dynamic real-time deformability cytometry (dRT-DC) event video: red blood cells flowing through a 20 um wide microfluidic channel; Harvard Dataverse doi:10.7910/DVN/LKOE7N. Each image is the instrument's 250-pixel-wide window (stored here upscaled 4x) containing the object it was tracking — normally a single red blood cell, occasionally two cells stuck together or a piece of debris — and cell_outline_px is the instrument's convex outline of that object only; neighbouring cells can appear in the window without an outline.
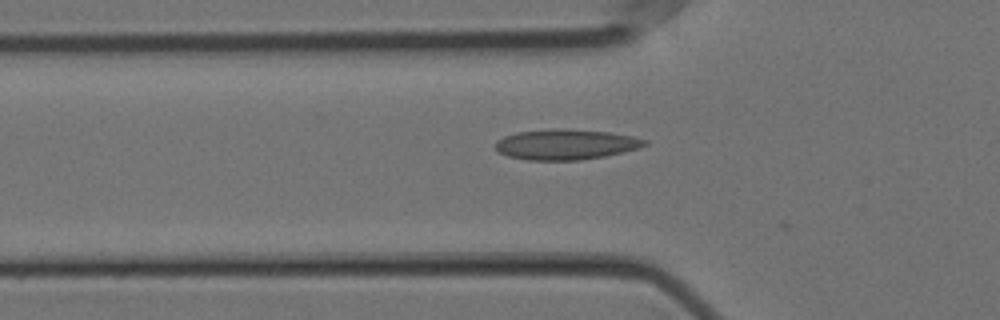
{"species": "Egyptian fruit bat (a non-hibernating species)", "species_latin": "Rousettus aegyptiacus", "temperature_condition": "cold", "stored_images_in_passage": 4, "camera_frame_rate_fps": 3000, "um_per_image_px": 0.085, "animal": {"sex": "female"}, "frame": {"image": 1, "passage_image": 3, "time_ms": 0.667, "image_size_px": [1000, 320], "cell_outline_px": [[648, 144], [640, 148], [604, 156], [580, 160], [528, 160], [508, 156], [500, 152], [496, 148], [496, 140], [504, 136], [516, 132], [552, 128], [608, 132], [632, 136], [648, 140]], "centroid_in_image_um": [48.1, 12.27], "position_along_channel_um": 77.7, "area_um2": 26.36}}